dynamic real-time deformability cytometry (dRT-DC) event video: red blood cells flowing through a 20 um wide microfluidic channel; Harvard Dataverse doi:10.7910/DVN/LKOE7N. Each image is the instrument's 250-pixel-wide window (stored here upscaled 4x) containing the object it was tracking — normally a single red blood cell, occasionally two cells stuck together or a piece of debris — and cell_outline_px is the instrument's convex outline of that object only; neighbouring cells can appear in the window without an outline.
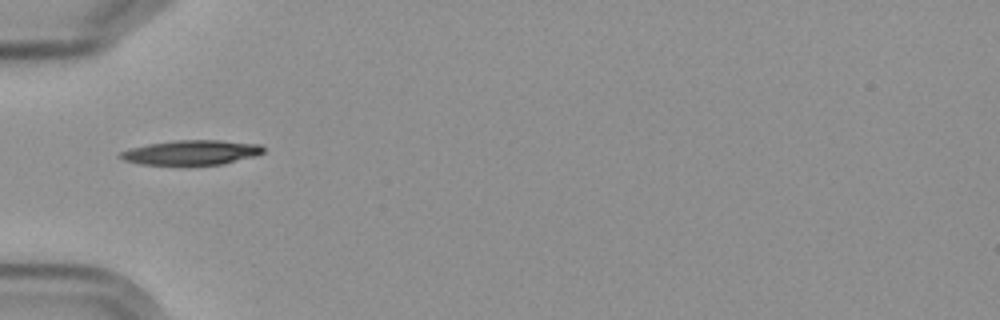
{"species": "Egyptian fruit bat (a non-hibernating species)", "species_latin": "Rousettus aegyptiacus", "temperature_condition": "cold", "stored_images_in_passage": 4, "camera_frame_rate_fps": 3000, "um_per_image_px": 0.085, "frame": {"image": 1, "passage_image": 2, "time_ms": 1.333, "image_size_px": [1000, 320], "cell_outline_px": [[264, 152], [256, 156], [224, 164], [140, 164], [124, 160], [116, 156], [120, 152], [132, 148], [148, 144], [176, 140], [220, 140], [260, 144], [264, 148]], "centroid_in_image_um": [16.3, 12.95], "position_along_channel_um": 68.7, "area_um2": 20.46}}
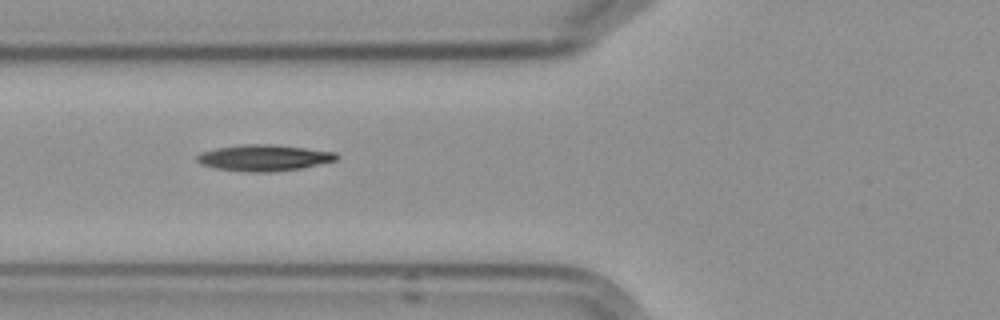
{"frame": {"image": 2, "passage_image": 3, "time_ms": 2.333, "image_size_px": [1000, 320], "cell_outline_px": [[340, 156], [336, 160], [300, 168], [268, 172], [248, 172], [216, 168], [200, 164], [196, 160], [196, 156], [200, 152], [216, 148], [240, 144], [276, 144], [336, 152]], "centroid_in_image_um": [22.41, 13.4], "position_along_channel_um": 103.4, "area_um2": 21.39}}
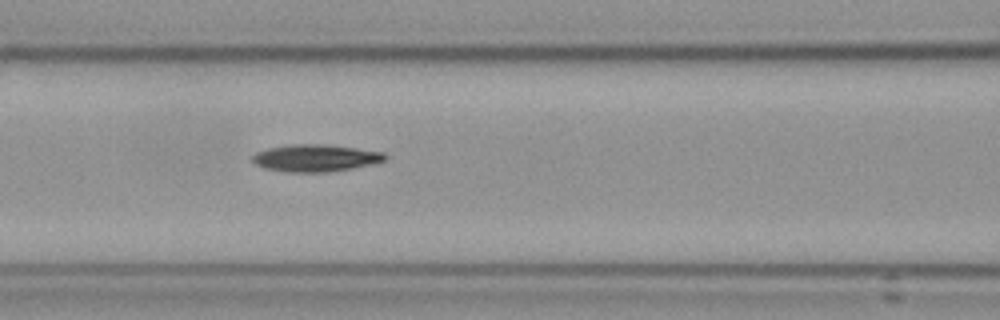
{"frame": {"image": 3, "passage_image": 4, "time_ms": 3.333, "image_size_px": [1000, 320], "cell_outline_px": [[388, 156], [384, 160], [372, 164], [352, 168], [324, 172], [288, 172], [264, 168], [256, 164], [252, 160], [252, 156], [256, 152], [268, 148], [296, 144], [320, 144], [356, 148], [384, 152]], "centroid_in_image_um": [26.81, 13.43], "position_along_channel_um": 139.8, "area_um2": 20.75}}